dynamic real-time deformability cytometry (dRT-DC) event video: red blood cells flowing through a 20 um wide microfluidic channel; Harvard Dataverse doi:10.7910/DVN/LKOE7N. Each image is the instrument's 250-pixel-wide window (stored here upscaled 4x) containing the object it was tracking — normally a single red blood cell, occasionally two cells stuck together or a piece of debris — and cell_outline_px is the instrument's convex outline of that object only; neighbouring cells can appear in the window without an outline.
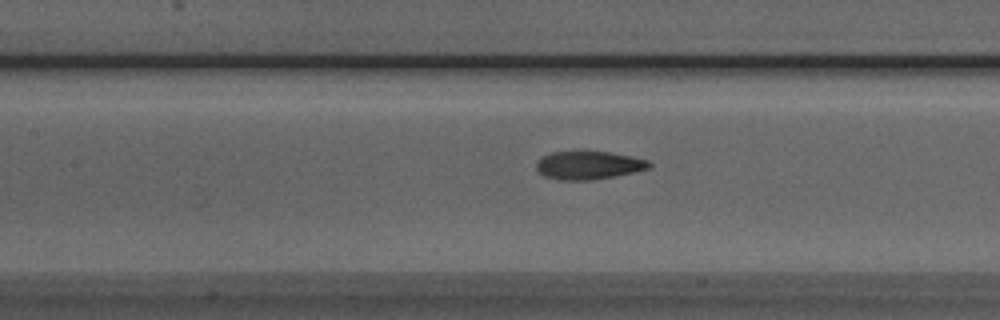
{"species": "Egyptian fruit bat (a non-hibernating species)", "species_latin": "Rousettus aegyptiacus", "temperature_condition": "room temperature", "stored_images_in_passage": 21, "camera_frame_rate_fps": 3000, "um_per_image_px": 0.085, "animal": {"sex": "male"}, "frame": {"image": 1, "passage_image": 12, "time_ms": 3.667, "image_size_px": [1000, 320], "cell_outline_px": [[652, 164], [648, 168], [632, 172], [612, 176], [588, 180], [564, 180], [544, 176], [536, 168], [536, 164], [540, 156], [552, 152], [584, 148], [632, 156], [648, 160]], "centroid_in_image_um": [49.98, 13.98], "position_along_channel_um": 157.4, "area_um2": 19.02}}
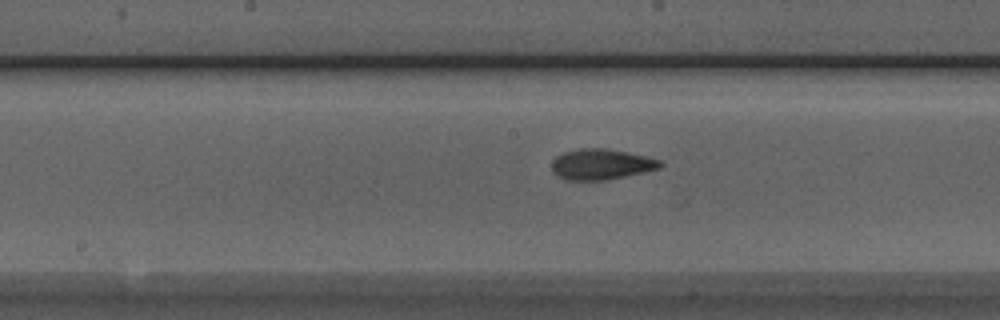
{"frame": {"image": 2, "passage_image": 15, "time_ms": 4.667, "image_size_px": [1000, 320], "cell_outline_px": [[664, 164], [660, 168], [644, 172], [608, 180], [564, 180], [556, 176], [552, 172], [552, 160], [556, 156], [564, 152], [580, 148], [608, 148], [644, 156], [660, 160]], "centroid_in_image_um": [51.07, 13.97], "position_along_channel_um": 197.1, "area_um2": 19.54}}
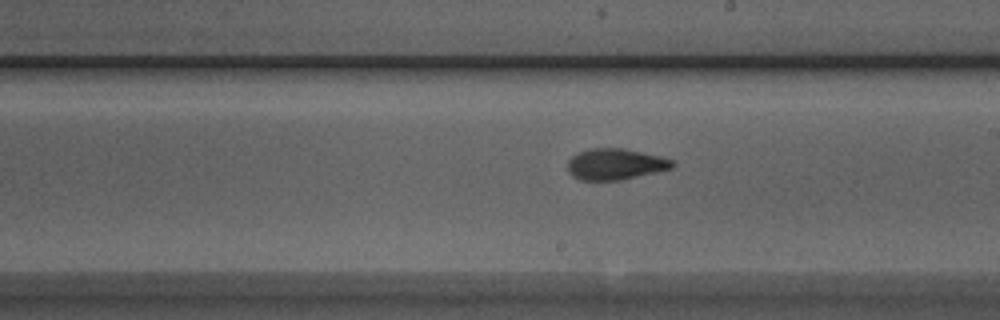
{"frame": {"image": 3, "passage_image": 18, "time_ms": 5.667, "image_size_px": [1000, 320], "cell_outline_px": [[676, 164], [672, 168], [620, 180], [580, 180], [572, 176], [568, 172], [568, 160], [572, 156], [588, 148], [624, 148], [660, 156], [672, 160]], "centroid_in_image_um": [52.28, 13.95], "position_along_channel_um": 236.7, "area_um2": 18.96}}